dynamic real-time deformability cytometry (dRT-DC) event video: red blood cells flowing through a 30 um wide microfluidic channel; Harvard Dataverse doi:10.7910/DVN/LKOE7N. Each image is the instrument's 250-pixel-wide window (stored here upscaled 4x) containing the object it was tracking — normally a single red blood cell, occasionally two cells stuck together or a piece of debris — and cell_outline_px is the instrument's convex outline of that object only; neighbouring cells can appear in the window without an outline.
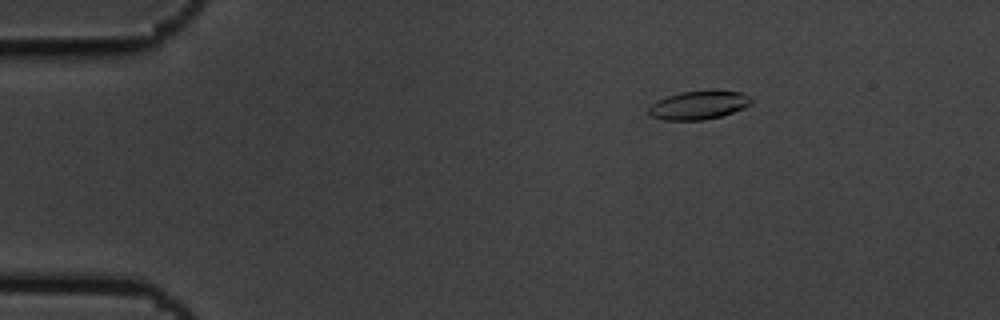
{"species": "common noctule bat (a hibernating species)", "species_latin": "Nyctalus noctula", "temperature_condition": "cold", "stored_images_in_passage": 5, "camera_frame_rate_fps": 3000, "um_per_image_px": 0.085, "animal": {"sex": "male", "body_mass_g": 19.5, "forearm_length_mm": 54.6}, "frame": {"image": 1, "passage_image": 2, "time_ms": 0.333, "image_size_px": [1000, 320], "cell_outline_px": [[752, 104], [744, 108], [720, 116], [704, 120], [664, 120], [648, 116], [648, 108], [656, 100], [680, 92], [712, 88], [720, 88], [740, 92], [752, 100]], "centroid_in_image_um": [59.38, 8.9], "position_along_channel_um": 25.6, "area_um2": 17.63}}
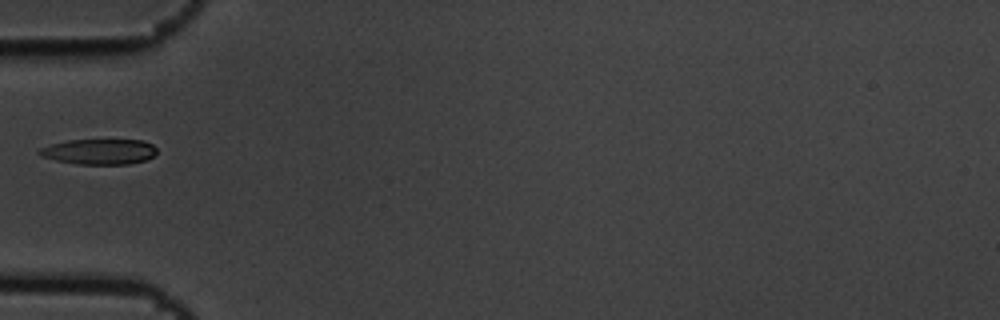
{"frame": {"image": 2, "passage_image": 4, "time_ms": 1.0, "image_size_px": [1000, 320], "cell_outline_px": [[156, 152], [152, 156], [144, 160], [128, 164], [80, 164], [56, 160], [40, 156], [36, 152], [40, 148], [52, 144], [68, 140], [144, 140], [152, 144], [156, 148]], "centroid_in_image_um": [8.42, 12.88], "position_along_channel_um": 76.6, "area_um2": 17.28}}
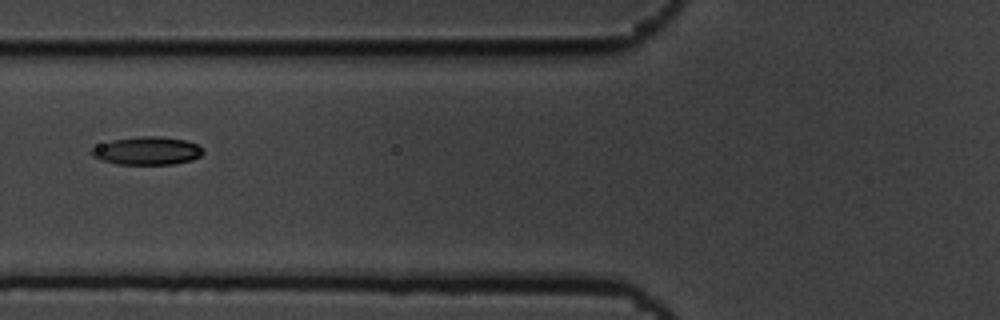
{"frame": {"image": 3, "passage_image": 5, "time_ms": 1.333, "image_size_px": [1000, 320], "cell_outline_px": [[204, 152], [200, 156], [192, 160], [172, 164], [116, 164], [100, 160], [92, 156], [88, 152], [92, 148], [100, 144], [112, 140], [140, 136], [160, 136], [184, 140], [196, 144]], "centroid_in_image_um": [12.45, 12.82], "position_along_channel_um": 113.3, "area_um2": 18.21}}